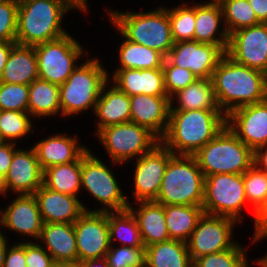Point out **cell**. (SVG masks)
<instances>
[{
  "label": "cell",
  "instance_id": "28",
  "mask_svg": "<svg viewBox=\"0 0 267 267\" xmlns=\"http://www.w3.org/2000/svg\"><path fill=\"white\" fill-rule=\"evenodd\" d=\"M38 78L34 46L16 44L7 59L0 82L30 85Z\"/></svg>",
  "mask_w": 267,
  "mask_h": 267
},
{
  "label": "cell",
  "instance_id": "36",
  "mask_svg": "<svg viewBox=\"0 0 267 267\" xmlns=\"http://www.w3.org/2000/svg\"><path fill=\"white\" fill-rule=\"evenodd\" d=\"M35 119L29 112H21L14 110H0V131L2 142L18 143L23 139L31 136L37 126ZM35 125V126H34ZM31 133V134H29ZM18 141V142H17Z\"/></svg>",
  "mask_w": 267,
  "mask_h": 267
},
{
  "label": "cell",
  "instance_id": "23",
  "mask_svg": "<svg viewBox=\"0 0 267 267\" xmlns=\"http://www.w3.org/2000/svg\"><path fill=\"white\" fill-rule=\"evenodd\" d=\"M110 73L109 70V81L128 96L140 94L168 96L165 89L164 72L162 68L142 70L115 69L111 74Z\"/></svg>",
  "mask_w": 267,
  "mask_h": 267
},
{
  "label": "cell",
  "instance_id": "9",
  "mask_svg": "<svg viewBox=\"0 0 267 267\" xmlns=\"http://www.w3.org/2000/svg\"><path fill=\"white\" fill-rule=\"evenodd\" d=\"M96 139L109 155L111 165L123 167L132 160L150 152L160 140L147 128L127 122L101 129ZM134 158V159H133Z\"/></svg>",
  "mask_w": 267,
  "mask_h": 267
},
{
  "label": "cell",
  "instance_id": "37",
  "mask_svg": "<svg viewBox=\"0 0 267 267\" xmlns=\"http://www.w3.org/2000/svg\"><path fill=\"white\" fill-rule=\"evenodd\" d=\"M219 4L228 35L260 23L248 0H221Z\"/></svg>",
  "mask_w": 267,
  "mask_h": 267
},
{
  "label": "cell",
  "instance_id": "39",
  "mask_svg": "<svg viewBox=\"0 0 267 267\" xmlns=\"http://www.w3.org/2000/svg\"><path fill=\"white\" fill-rule=\"evenodd\" d=\"M193 4V5H192ZM186 2L175 4L168 8L171 34L174 43L180 41H194L195 3Z\"/></svg>",
  "mask_w": 267,
  "mask_h": 267
},
{
  "label": "cell",
  "instance_id": "18",
  "mask_svg": "<svg viewBox=\"0 0 267 267\" xmlns=\"http://www.w3.org/2000/svg\"><path fill=\"white\" fill-rule=\"evenodd\" d=\"M226 125L255 152L267 144V99L232 110Z\"/></svg>",
  "mask_w": 267,
  "mask_h": 267
},
{
  "label": "cell",
  "instance_id": "17",
  "mask_svg": "<svg viewBox=\"0 0 267 267\" xmlns=\"http://www.w3.org/2000/svg\"><path fill=\"white\" fill-rule=\"evenodd\" d=\"M225 52L218 46L197 41L174 43L166 59L175 66L190 70L198 79L212 77Z\"/></svg>",
  "mask_w": 267,
  "mask_h": 267
},
{
  "label": "cell",
  "instance_id": "40",
  "mask_svg": "<svg viewBox=\"0 0 267 267\" xmlns=\"http://www.w3.org/2000/svg\"><path fill=\"white\" fill-rule=\"evenodd\" d=\"M246 200L254 212L267 200V172L253 164L243 173Z\"/></svg>",
  "mask_w": 267,
  "mask_h": 267
},
{
  "label": "cell",
  "instance_id": "26",
  "mask_svg": "<svg viewBox=\"0 0 267 267\" xmlns=\"http://www.w3.org/2000/svg\"><path fill=\"white\" fill-rule=\"evenodd\" d=\"M38 242L56 264L78 263L74 223H43Z\"/></svg>",
  "mask_w": 267,
  "mask_h": 267
},
{
  "label": "cell",
  "instance_id": "13",
  "mask_svg": "<svg viewBox=\"0 0 267 267\" xmlns=\"http://www.w3.org/2000/svg\"><path fill=\"white\" fill-rule=\"evenodd\" d=\"M14 199L6 203L5 208H0V232L6 239L8 232H15L20 237V242L38 241L41 235L43 220L39 211L37 199L34 194H15ZM2 230V231H1ZM24 239H21L23 238ZM28 238V239H27ZM31 238V239H30ZM27 239V240H26ZM30 239V240H29Z\"/></svg>",
  "mask_w": 267,
  "mask_h": 267
},
{
  "label": "cell",
  "instance_id": "19",
  "mask_svg": "<svg viewBox=\"0 0 267 267\" xmlns=\"http://www.w3.org/2000/svg\"><path fill=\"white\" fill-rule=\"evenodd\" d=\"M43 174L33 147H19L5 175L8 196L34 194L43 185Z\"/></svg>",
  "mask_w": 267,
  "mask_h": 267
},
{
  "label": "cell",
  "instance_id": "25",
  "mask_svg": "<svg viewBox=\"0 0 267 267\" xmlns=\"http://www.w3.org/2000/svg\"><path fill=\"white\" fill-rule=\"evenodd\" d=\"M93 115L96 119L94 135L107 126L130 122V96L108 81L102 88Z\"/></svg>",
  "mask_w": 267,
  "mask_h": 267
},
{
  "label": "cell",
  "instance_id": "12",
  "mask_svg": "<svg viewBox=\"0 0 267 267\" xmlns=\"http://www.w3.org/2000/svg\"><path fill=\"white\" fill-rule=\"evenodd\" d=\"M240 225L236 220L203 214L186 242L192 262L201 256L231 249L238 241L234 229Z\"/></svg>",
  "mask_w": 267,
  "mask_h": 267
},
{
  "label": "cell",
  "instance_id": "43",
  "mask_svg": "<svg viewBox=\"0 0 267 267\" xmlns=\"http://www.w3.org/2000/svg\"><path fill=\"white\" fill-rule=\"evenodd\" d=\"M162 69L165 89L169 98L198 79L190 70L172 65L166 58Z\"/></svg>",
  "mask_w": 267,
  "mask_h": 267
},
{
  "label": "cell",
  "instance_id": "35",
  "mask_svg": "<svg viewBox=\"0 0 267 267\" xmlns=\"http://www.w3.org/2000/svg\"><path fill=\"white\" fill-rule=\"evenodd\" d=\"M110 245L139 248L143 244L136 218L129 209L108 212Z\"/></svg>",
  "mask_w": 267,
  "mask_h": 267
},
{
  "label": "cell",
  "instance_id": "15",
  "mask_svg": "<svg viewBox=\"0 0 267 267\" xmlns=\"http://www.w3.org/2000/svg\"><path fill=\"white\" fill-rule=\"evenodd\" d=\"M225 54L235 62L267 75V23H259L230 34Z\"/></svg>",
  "mask_w": 267,
  "mask_h": 267
},
{
  "label": "cell",
  "instance_id": "32",
  "mask_svg": "<svg viewBox=\"0 0 267 267\" xmlns=\"http://www.w3.org/2000/svg\"><path fill=\"white\" fill-rule=\"evenodd\" d=\"M118 35L123 39L120 42L117 54L118 66L116 69H156L162 68L165 56L157 50L151 49L126 39L119 31Z\"/></svg>",
  "mask_w": 267,
  "mask_h": 267
},
{
  "label": "cell",
  "instance_id": "44",
  "mask_svg": "<svg viewBox=\"0 0 267 267\" xmlns=\"http://www.w3.org/2000/svg\"><path fill=\"white\" fill-rule=\"evenodd\" d=\"M18 0H0V43L16 41Z\"/></svg>",
  "mask_w": 267,
  "mask_h": 267
},
{
  "label": "cell",
  "instance_id": "47",
  "mask_svg": "<svg viewBox=\"0 0 267 267\" xmlns=\"http://www.w3.org/2000/svg\"><path fill=\"white\" fill-rule=\"evenodd\" d=\"M253 234L251 235V245L259 244L267 240V200L254 212L253 216ZM266 238V239H265Z\"/></svg>",
  "mask_w": 267,
  "mask_h": 267
},
{
  "label": "cell",
  "instance_id": "60",
  "mask_svg": "<svg viewBox=\"0 0 267 267\" xmlns=\"http://www.w3.org/2000/svg\"><path fill=\"white\" fill-rule=\"evenodd\" d=\"M2 142V135H1V131H0V143Z\"/></svg>",
  "mask_w": 267,
  "mask_h": 267
},
{
  "label": "cell",
  "instance_id": "10",
  "mask_svg": "<svg viewBox=\"0 0 267 267\" xmlns=\"http://www.w3.org/2000/svg\"><path fill=\"white\" fill-rule=\"evenodd\" d=\"M84 49L71 33L35 45L38 78L58 86L62 85L80 63L79 60L89 57L86 56L88 52Z\"/></svg>",
  "mask_w": 267,
  "mask_h": 267
},
{
  "label": "cell",
  "instance_id": "16",
  "mask_svg": "<svg viewBox=\"0 0 267 267\" xmlns=\"http://www.w3.org/2000/svg\"><path fill=\"white\" fill-rule=\"evenodd\" d=\"M78 262L103 258L110 248L108 212L85 211L74 222Z\"/></svg>",
  "mask_w": 267,
  "mask_h": 267
},
{
  "label": "cell",
  "instance_id": "5",
  "mask_svg": "<svg viewBox=\"0 0 267 267\" xmlns=\"http://www.w3.org/2000/svg\"><path fill=\"white\" fill-rule=\"evenodd\" d=\"M95 56L81 61L67 80L59 86L61 117L69 119L95 111L103 86L109 81L108 67ZM69 117V118H68Z\"/></svg>",
  "mask_w": 267,
  "mask_h": 267
},
{
  "label": "cell",
  "instance_id": "29",
  "mask_svg": "<svg viewBox=\"0 0 267 267\" xmlns=\"http://www.w3.org/2000/svg\"><path fill=\"white\" fill-rule=\"evenodd\" d=\"M28 112L36 120L61 116L59 86L40 78L34 80L29 85Z\"/></svg>",
  "mask_w": 267,
  "mask_h": 267
},
{
  "label": "cell",
  "instance_id": "14",
  "mask_svg": "<svg viewBox=\"0 0 267 267\" xmlns=\"http://www.w3.org/2000/svg\"><path fill=\"white\" fill-rule=\"evenodd\" d=\"M173 153L161 142L150 152L135 159L133 175V190L131 198L137 202L156 201L169 157Z\"/></svg>",
  "mask_w": 267,
  "mask_h": 267
},
{
  "label": "cell",
  "instance_id": "49",
  "mask_svg": "<svg viewBox=\"0 0 267 267\" xmlns=\"http://www.w3.org/2000/svg\"><path fill=\"white\" fill-rule=\"evenodd\" d=\"M260 23H267V0H248Z\"/></svg>",
  "mask_w": 267,
  "mask_h": 267
},
{
  "label": "cell",
  "instance_id": "38",
  "mask_svg": "<svg viewBox=\"0 0 267 267\" xmlns=\"http://www.w3.org/2000/svg\"><path fill=\"white\" fill-rule=\"evenodd\" d=\"M239 241L228 250L196 258L192 267H252L251 262L258 266L257 259L249 261L246 247Z\"/></svg>",
  "mask_w": 267,
  "mask_h": 267
},
{
  "label": "cell",
  "instance_id": "21",
  "mask_svg": "<svg viewBox=\"0 0 267 267\" xmlns=\"http://www.w3.org/2000/svg\"><path fill=\"white\" fill-rule=\"evenodd\" d=\"M43 223H74L90 211L79 197L47 188L44 184L34 193Z\"/></svg>",
  "mask_w": 267,
  "mask_h": 267
},
{
  "label": "cell",
  "instance_id": "24",
  "mask_svg": "<svg viewBox=\"0 0 267 267\" xmlns=\"http://www.w3.org/2000/svg\"><path fill=\"white\" fill-rule=\"evenodd\" d=\"M194 41L218 45L226 52L229 35L219 2H195Z\"/></svg>",
  "mask_w": 267,
  "mask_h": 267
},
{
  "label": "cell",
  "instance_id": "33",
  "mask_svg": "<svg viewBox=\"0 0 267 267\" xmlns=\"http://www.w3.org/2000/svg\"><path fill=\"white\" fill-rule=\"evenodd\" d=\"M203 214L202 206L164 205L170 239L187 242Z\"/></svg>",
  "mask_w": 267,
  "mask_h": 267
},
{
  "label": "cell",
  "instance_id": "55",
  "mask_svg": "<svg viewBox=\"0 0 267 267\" xmlns=\"http://www.w3.org/2000/svg\"><path fill=\"white\" fill-rule=\"evenodd\" d=\"M5 242H6V239L0 232V261H1L2 250H3Z\"/></svg>",
  "mask_w": 267,
  "mask_h": 267
},
{
  "label": "cell",
  "instance_id": "52",
  "mask_svg": "<svg viewBox=\"0 0 267 267\" xmlns=\"http://www.w3.org/2000/svg\"><path fill=\"white\" fill-rule=\"evenodd\" d=\"M72 12L76 10L77 12H81L80 14H82L83 12L86 13L85 15H87V13L89 12L88 8L89 7V3L88 0H61Z\"/></svg>",
  "mask_w": 267,
  "mask_h": 267
},
{
  "label": "cell",
  "instance_id": "2",
  "mask_svg": "<svg viewBox=\"0 0 267 267\" xmlns=\"http://www.w3.org/2000/svg\"><path fill=\"white\" fill-rule=\"evenodd\" d=\"M226 125L221 109L170 110L168 129L160 142L177 155H195Z\"/></svg>",
  "mask_w": 267,
  "mask_h": 267
},
{
  "label": "cell",
  "instance_id": "4",
  "mask_svg": "<svg viewBox=\"0 0 267 267\" xmlns=\"http://www.w3.org/2000/svg\"><path fill=\"white\" fill-rule=\"evenodd\" d=\"M68 13L71 10L61 0H18L16 43L35 46L66 35Z\"/></svg>",
  "mask_w": 267,
  "mask_h": 267
},
{
  "label": "cell",
  "instance_id": "56",
  "mask_svg": "<svg viewBox=\"0 0 267 267\" xmlns=\"http://www.w3.org/2000/svg\"><path fill=\"white\" fill-rule=\"evenodd\" d=\"M264 255L260 258H257V263H267V252Z\"/></svg>",
  "mask_w": 267,
  "mask_h": 267
},
{
  "label": "cell",
  "instance_id": "20",
  "mask_svg": "<svg viewBox=\"0 0 267 267\" xmlns=\"http://www.w3.org/2000/svg\"><path fill=\"white\" fill-rule=\"evenodd\" d=\"M53 134L32 145L43 171L53 165L75 162L90 148L80 144L77 135L64 131Z\"/></svg>",
  "mask_w": 267,
  "mask_h": 267
},
{
  "label": "cell",
  "instance_id": "42",
  "mask_svg": "<svg viewBox=\"0 0 267 267\" xmlns=\"http://www.w3.org/2000/svg\"><path fill=\"white\" fill-rule=\"evenodd\" d=\"M29 85L0 82V110L28 112Z\"/></svg>",
  "mask_w": 267,
  "mask_h": 267
},
{
  "label": "cell",
  "instance_id": "6",
  "mask_svg": "<svg viewBox=\"0 0 267 267\" xmlns=\"http://www.w3.org/2000/svg\"><path fill=\"white\" fill-rule=\"evenodd\" d=\"M204 174L192 155L172 154L156 202L162 205L202 206Z\"/></svg>",
  "mask_w": 267,
  "mask_h": 267
},
{
  "label": "cell",
  "instance_id": "57",
  "mask_svg": "<svg viewBox=\"0 0 267 267\" xmlns=\"http://www.w3.org/2000/svg\"><path fill=\"white\" fill-rule=\"evenodd\" d=\"M55 267H78V263H76V264H56Z\"/></svg>",
  "mask_w": 267,
  "mask_h": 267
},
{
  "label": "cell",
  "instance_id": "8",
  "mask_svg": "<svg viewBox=\"0 0 267 267\" xmlns=\"http://www.w3.org/2000/svg\"><path fill=\"white\" fill-rule=\"evenodd\" d=\"M89 148L81 156V193L86 191L100 208H91V212H114L128 209L129 200L120 185L114 171Z\"/></svg>",
  "mask_w": 267,
  "mask_h": 267
},
{
  "label": "cell",
  "instance_id": "11",
  "mask_svg": "<svg viewBox=\"0 0 267 267\" xmlns=\"http://www.w3.org/2000/svg\"><path fill=\"white\" fill-rule=\"evenodd\" d=\"M246 200L243 174H213L205 177L204 214L224 216L236 220L240 225L244 221Z\"/></svg>",
  "mask_w": 267,
  "mask_h": 267
},
{
  "label": "cell",
  "instance_id": "34",
  "mask_svg": "<svg viewBox=\"0 0 267 267\" xmlns=\"http://www.w3.org/2000/svg\"><path fill=\"white\" fill-rule=\"evenodd\" d=\"M43 184L51 190L81 197V157L75 162L45 169Z\"/></svg>",
  "mask_w": 267,
  "mask_h": 267
},
{
  "label": "cell",
  "instance_id": "41",
  "mask_svg": "<svg viewBox=\"0 0 267 267\" xmlns=\"http://www.w3.org/2000/svg\"><path fill=\"white\" fill-rule=\"evenodd\" d=\"M146 247L110 245L105 255L108 267H145Z\"/></svg>",
  "mask_w": 267,
  "mask_h": 267
},
{
  "label": "cell",
  "instance_id": "45",
  "mask_svg": "<svg viewBox=\"0 0 267 267\" xmlns=\"http://www.w3.org/2000/svg\"><path fill=\"white\" fill-rule=\"evenodd\" d=\"M26 267H55L52 256L38 241L25 242Z\"/></svg>",
  "mask_w": 267,
  "mask_h": 267
},
{
  "label": "cell",
  "instance_id": "48",
  "mask_svg": "<svg viewBox=\"0 0 267 267\" xmlns=\"http://www.w3.org/2000/svg\"><path fill=\"white\" fill-rule=\"evenodd\" d=\"M18 144L12 142L0 143V173L6 175L11 164L14 152L18 149Z\"/></svg>",
  "mask_w": 267,
  "mask_h": 267
},
{
  "label": "cell",
  "instance_id": "7",
  "mask_svg": "<svg viewBox=\"0 0 267 267\" xmlns=\"http://www.w3.org/2000/svg\"><path fill=\"white\" fill-rule=\"evenodd\" d=\"M204 177L213 174H243L254 164V151L225 125L193 155Z\"/></svg>",
  "mask_w": 267,
  "mask_h": 267
},
{
  "label": "cell",
  "instance_id": "31",
  "mask_svg": "<svg viewBox=\"0 0 267 267\" xmlns=\"http://www.w3.org/2000/svg\"><path fill=\"white\" fill-rule=\"evenodd\" d=\"M187 243L169 239L146 247L145 267H192Z\"/></svg>",
  "mask_w": 267,
  "mask_h": 267
},
{
  "label": "cell",
  "instance_id": "30",
  "mask_svg": "<svg viewBox=\"0 0 267 267\" xmlns=\"http://www.w3.org/2000/svg\"><path fill=\"white\" fill-rule=\"evenodd\" d=\"M199 109H220L211 78L197 79L170 98V110Z\"/></svg>",
  "mask_w": 267,
  "mask_h": 267
},
{
  "label": "cell",
  "instance_id": "54",
  "mask_svg": "<svg viewBox=\"0 0 267 267\" xmlns=\"http://www.w3.org/2000/svg\"><path fill=\"white\" fill-rule=\"evenodd\" d=\"M0 197H5L8 199L9 196H7V185H6V180H5V175L0 173Z\"/></svg>",
  "mask_w": 267,
  "mask_h": 267
},
{
  "label": "cell",
  "instance_id": "22",
  "mask_svg": "<svg viewBox=\"0 0 267 267\" xmlns=\"http://www.w3.org/2000/svg\"><path fill=\"white\" fill-rule=\"evenodd\" d=\"M130 106V122L147 128L161 140L168 129L170 98L140 94L130 96Z\"/></svg>",
  "mask_w": 267,
  "mask_h": 267
},
{
  "label": "cell",
  "instance_id": "1",
  "mask_svg": "<svg viewBox=\"0 0 267 267\" xmlns=\"http://www.w3.org/2000/svg\"><path fill=\"white\" fill-rule=\"evenodd\" d=\"M217 104L228 115L232 110L267 99V75L224 54L212 74Z\"/></svg>",
  "mask_w": 267,
  "mask_h": 267
},
{
  "label": "cell",
  "instance_id": "27",
  "mask_svg": "<svg viewBox=\"0 0 267 267\" xmlns=\"http://www.w3.org/2000/svg\"><path fill=\"white\" fill-rule=\"evenodd\" d=\"M133 203L130 200L128 209L137 220L145 247L169 240L170 236L165 222L164 205L156 201Z\"/></svg>",
  "mask_w": 267,
  "mask_h": 267
},
{
  "label": "cell",
  "instance_id": "53",
  "mask_svg": "<svg viewBox=\"0 0 267 267\" xmlns=\"http://www.w3.org/2000/svg\"><path fill=\"white\" fill-rule=\"evenodd\" d=\"M78 267H108L107 260L103 258L87 259L78 262Z\"/></svg>",
  "mask_w": 267,
  "mask_h": 267
},
{
  "label": "cell",
  "instance_id": "46",
  "mask_svg": "<svg viewBox=\"0 0 267 267\" xmlns=\"http://www.w3.org/2000/svg\"><path fill=\"white\" fill-rule=\"evenodd\" d=\"M10 245L6 241L2 250L0 267H26L25 242L17 241Z\"/></svg>",
  "mask_w": 267,
  "mask_h": 267
},
{
  "label": "cell",
  "instance_id": "3",
  "mask_svg": "<svg viewBox=\"0 0 267 267\" xmlns=\"http://www.w3.org/2000/svg\"><path fill=\"white\" fill-rule=\"evenodd\" d=\"M114 29L126 39L157 50L165 57L174 45L168 8L162 4L150 11H119L105 7Z\"/></svg>",
  "mask_w": 267,
  "mask_h": 267
},
{
  "label": "cell",
  "instance_id": "51",
  "mask_svg": "<svg viewBox=\"0 0 267 267\" xmlns=\"http://www.w3.org/2000/svg\"><path fill=\"white\" fill-rule=\"evenodd\" d=\"M254 164L260 170L267 172V144L254 152Z\"/></svg>",
  "mask_w": 267,
  "mask_h": 267
},
{
  "label": "cell",
  "instance_id": "58",
  "mask_svg": "<svg viewBox=\"0 0 267 267\" xmlns=\"http://www.w3.org/2000/svg\"><path fill=\"white\" fill-rule=\"evenodd\" d=\"M257 267H267V263H258Z\"/></svg>",
  "mask_w": 267,
  "mask_h": 267
},
{
  "label": "cell",
  "instance_id": "59",
  "mask_svg": "<svg viewBox=\"0 0 267 267\" xmlns=\"http://www.w3.org/2000/svg\"><path fill=\"white\" fill-rule=\"evenodd\" d=\"M221 0H205V2H220Z\"/></svg>",
  "mask_w": 267,
  "mask_h": 267
},
{
  "label": "cell",
  "instance_id": "50",
  "mask_svg": "<svg viewBox=\"0 0 267 267\" xmlns=\"http://www.w3.org/2000/svg\"><path fill=\"white\" fill-rule=\"evenodd\" d=\"M16 41H7L0 43V77L3 73L5 64L12 48L16 45Z\"/></svg>",
  "mask_w": 267,
  "mask_h": 267
}]
</instances>
